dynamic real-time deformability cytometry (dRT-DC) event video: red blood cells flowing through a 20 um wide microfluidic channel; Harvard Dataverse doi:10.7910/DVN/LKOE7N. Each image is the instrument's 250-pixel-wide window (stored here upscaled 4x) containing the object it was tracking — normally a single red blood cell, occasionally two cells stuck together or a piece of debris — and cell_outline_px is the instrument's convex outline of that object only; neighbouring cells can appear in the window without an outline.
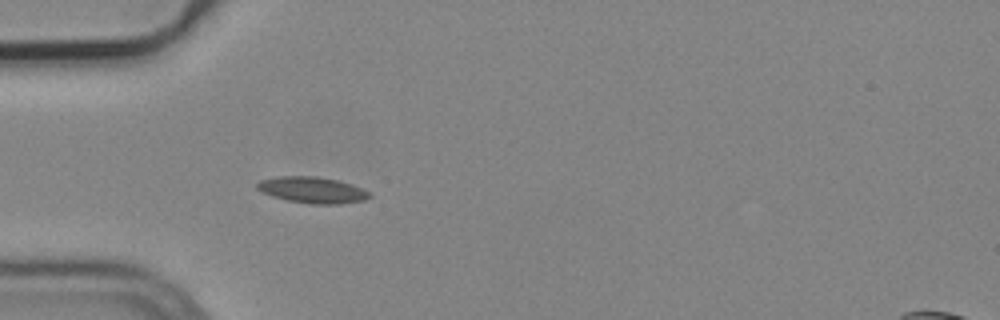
{"species": "common noctule bat (a hibernating species)", "species_latin": "Nyctalus noctula", "temperature_condition": "cold", "stored_images_in_passage": 5, "camera_frame_rate_fps": 3000, "um_per_image_px": 0.085, "animal": {"sex": "male", "body_mass_g": 19.2, "forearm_length_mm": 51.8}, "frame": {"image": 1, "passage_image": 5, "time_ms": 1.333, "image_size_px": [1000, 320], "cell_outline_px": [[372, 196], [364, 200], [340, 204], [312, 204], [288, 200], [272, 196], [260, 192], [256, 188], [256, 184], [260, 180], [280, 176], [316, 176], [336, 180], [352, 184], [368, 192]], "centroid_in_image_um": [26.52, 16.15], "position_along_channel_um": 58.5, "area_um2": 17.11}}